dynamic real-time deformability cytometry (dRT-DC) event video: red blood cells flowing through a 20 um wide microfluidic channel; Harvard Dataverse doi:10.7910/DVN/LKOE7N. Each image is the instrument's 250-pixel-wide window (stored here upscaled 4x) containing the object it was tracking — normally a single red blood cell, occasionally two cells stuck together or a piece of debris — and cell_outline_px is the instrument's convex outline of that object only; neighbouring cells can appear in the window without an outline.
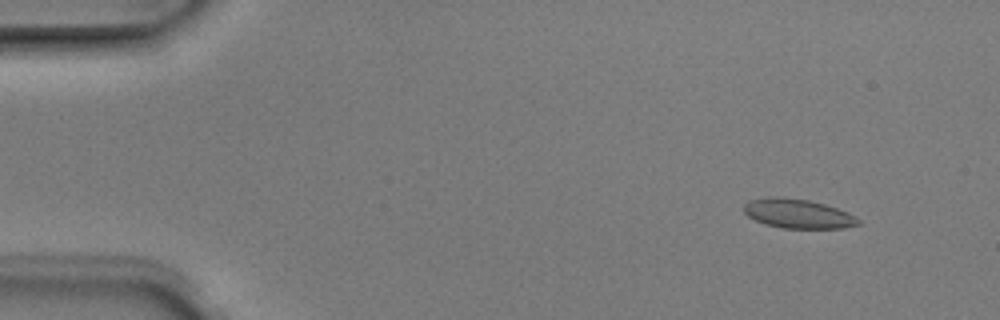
{"species": "Egyptian fruit bat (a non-hibernating species)", "species_latin": "Rousettus aegyptiacus", "temperature_condition": "room temperature", "stored_images_in_passage": 4, "camera_frame_rate_fps": 3000, "um_per_image_px": 0.085, "animal": {"sex": "male"}, "frame": {"image": 1, "passage_image": 1, "time_ms": 0.0, "image_size_px": [1000, 320], "cell_outline_px": [[860, 224], [844, 228], [780, 228], [764, 224], [748, 216], [744, 212], [744, 204], [748, 200], [768, 196], [784, 196], [808, 200], [824, 204], [848, 212], [856, 216], [860, 220]], "centroid_in_image_um": [67.8, 18.15], "position_along_channel_um": 17.2, "area_um2": 19.77}}